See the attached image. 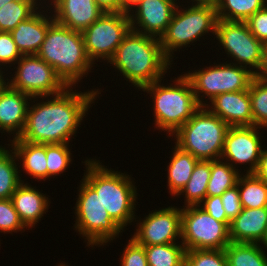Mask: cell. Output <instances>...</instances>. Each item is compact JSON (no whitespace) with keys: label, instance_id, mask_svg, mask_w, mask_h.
I'll use <instances>...</instances> for the list:
<instances>
[{"label":"cell","instance_id":"cell-1","mask_svg":"<svg viewBox=\"0 0 267 266\" xmlns=\"http://www.w3.org/2000/svg\"><path fill=\"white\" fill-rule=\"evenodd\" d=\"M70 90V91H69ZM70 87L53 99L37 103L27 110L26 124L18 138L37 144L68 143L81 124L98 90L72 92Z\"/></svg>","mask_w":267,"mask_h":266},{"label":"cell","instance_id":"cell-2","mask_svg":"<svg viewBox=\"0 0 267 266\" xmlns=\"http://www.w3.org/2000/svg\"><path fill=\"white\" fill-rule=\"evenodd\" d=\"M108 62L142 89L163 78L172 61L165 56L159 38L130 30Z\"/></svg>","mask_w":267,"mask_h":266},{"label":"cell","instance_id":"cell-3","mask_svg":"<svg viewBox=\"0 0 267 266\" xmlns=\"http://www.w3.org/2000/svg\"><path fill=\"white\" fill-rule=\"evenodd\" d=\"M36 55L52 66L71 88L83 75L88 74L93 64L86 54L82 32L69 29L56 21L48 27Z\"/></svg>","mask_w":267,"mask_h":266},{"label":"cell","instance_id":"cell-4","mask_svg":"<svg viewBox=\"0 0 267 266\" xmlns=\"http://www.w3.org/2000/svg\"><path fill=\"white\" fill-rule=\"evenodd\" d=\"M95 160H86L84 180L97 192L108 215L123 230L134 218L137 191L129 175L112 171Z\"/></svg>","mask_w":267,"mask_h":266},{"label":"cell","instance_id":"cell-5","mask_svg":"<svg viewBox=\"0 0 267 266\" xmlns=\"http://www.w3.org/2000/svg\"><path fill=\"white\" fill-rule=\"evenodd\" d=\"M162 79L145 86L142 90L154 98L155 125L171 136L183 126L201 107L197 102L192 84L184 74L175 85H160Z\"/></svg>","mask_w":267,"mask_h":266},{"label":"cell","instance_id":"cell-6","mask_svg":"<svg viewBox=\"0 0 267 266\" xmlns=\"http://www.w3.org/2000/svg\"><path fill=\"white\" fill-rule=\"evenodd\" d=\"M208 109L201 106L174 133L176 146L199 160H220L229 126Z\"/></svg>","mask_w":267,"mask_h":266},{"label":"cell","instance_id":"cell-7","mask_svg":"<svg viewBox=\"0 0 267 266\" xmlns=\"http://www.w3.org/2000/svg\"><path fill=\"white\" fill-rule=\"evenodd\" d=\"M178 10L177 5L170 24L159 39L162 50L169 60H172L173 51L193 43L209 31L215 34L218 20L214 7L193 4L184 11Z\"/></svg>","mask_w":267,"mask_h":266},{"label":"cell","instance_id":"cell-8","mask_svg":"<svg viewBox=\"0 0 267 266\" xmlns=\"http://www.w3.org/2000/svg\"><path fill=\"white\" fill-rule=\"evenodd\" d=\"M82 180L75 208V228L86 237L87 245H103L115 239L122 229L108 215L97 192Z\"/></svg>","mask_w":267,"mask_h":266},{"label":"cell","instance_id":"cell-9","mask_svg":"<svg viewBox=\"0 0 267 266\" xmlns=\"http://www.w3.org/2000/svg\"><path fill=\"white\" fill-rule=\"evenodd\" d=\"M200 206H185L181 209V243L186 251L224 250L231 242L229 227Z\"/></svg>","mask_w":267,"mask_h":266},{"label":"cell","instance_id":"cell-10","mask_svg":"<svg viewBox=\"0 0 267 266\" xmlns=\"http://www.w3.org/2000/svg\"><path fill=\"white\" fill-rule=\"evenodd\" d=\"M219 64L213 67H207L203 70L188 72L185 74L190 80L195 97L200 106H205L200 98V93L211 101L216 96L227 92H236L248 90L252 80L255 77L253 69H247L237 64Z\"/></svg>","mask_w":267,"mask_h":266},{"label":"cell","instance_id":"cell-11","mask_svg":"<svg viewBox=\"0 0 267 266\" xmlns=\"http://www.w3.org/2000/svg\"><path fill=\"white\" fill-rule=\"evenodd\" d=\"M129 16V13L105 12L82 31L86 54L92 63L98 58L109 61L114 56L117 47L131 30Z\"/></svg>","mask_w":267,"mask_h":266},{"label":"cell","instance_id":"cell-12","mask_svg":"<svg viewBox=\"0 0 267 266\" xmlns=\"http://www.w3.org/2000/svg\"><path fill=\"white\" fill-rule=\"evenodd\" d=\"M16 63L17 72L7 84L35 99L53 97L68 87L55 69L37 55H23Z\"/></svg>","mask_w":267,"mask_h":266},{"label":"cell","instance_id":"cell-13","mask_svg":"<svg viewBox=\"0 0 267 266\" xmlns=\"http://www.w3.org/2000/svg\"><path fill=\"white\" fill-rule=\"evenodd\" d=\"M215 35L234 61L236 60L241 66L245 64V68L253 67L256 69L254 74L258 72L264 44L250 32L246 22L218 19Z\"/></svg>","mask_w":267,"mask_h":266},{"label":"cell","instance_id":"cell-14","mask_svg":"<svg viewBox=\"0 0 267 266\" xmlns=\"http://www.w3.org/2000/svg\"><path fill=\"white\" fill-rule=\"evenodd\" d=\"M139 223L133 239L142 246L176 243L181 238V209L167 207L150 212Z\"/></svg>","mask_w":267,"mask_h":266},{"label":"cell","instance_id":"cell-15","mask_svg":"<svg viewBox=\"0 0 267 266\" xmlns=\"http://www.w3.org/2000/svg\"><path fill=\"white\" fill-rule=\"evenodd\" d=\"M258 128L254 125L229 127L221 159L226 158V162L230 161L227 162L229 164L232 162V167L234 163H250L246 173H254L262 153Z\"/></svg>","mask_w":267,"mask_h":266},{"label":"cell","instance_id":"cell-16","mask_svg":"<svg viewBox=\"0 0 267 266\" xmlns=\"http://www.w3.org/2000/svg\"><path fill=\"white\" fill-rule=\"evenodd\" d=\"M175 2V0L141 1L136 6V14L132 15L131 13L129 16L131 30L160 39L166 31L167 26L171 22L172 16L177 7V3ZM135 23L136 25L138 24V26L142 28L135 27Z\"/></svg>","mask_w":267,"mask_h":266},{"label":"cell","instance_id":"cell-17","mask_svg":"<svg viewBox=\"0 0 267 266\" xmlns=\"http://www.w3.org/2000/svg\"><path fill=\"white\" fill-rule=\"evenodd\" d=\"M52 3L54 21L81 32L105 13L95 0H53Z\"/></svg>","mask_w":267,"mask_h":266},{"label":"cell","instance_id":"cell-18","mask_svg":"<svg viewBox=\"0 0 267 266\" xmlns=\"http://www.w3.org/2000/svg\"><path fill=\"white\" fill-rule=\"evenodd\" d=\"M210 102L209 110L229 127L253 126L249 90L222 93Z\"/></svg>","mask_w":267,"mask_h":266},{"label":"cell","instance_id":"cell-19","mask_svg":"<svg viewBox=\"0 0 267 266\" xmlns=\"http://www.w3.org/2000/svg\"><path fill=\"white\" fill-rule=\"evenodd\" d=\"M32 97L6 84L0 90V130L16 132L18 138L26 124L27 110Z\"/></svg>","mask_w":267,"mask_h":266},{"label":"cell","instance_id":"cell-20","mask_svg":"<svg viewBox=\"0 0 267 266\" xmlns=\"http://www.w3.org/2000/svg\"><path fill=\"white\" fill-rule=\"evenodd\" d=\"M267 229V207L242 208L229 226L233 243H260Z\"/></svg>","mask_w":267,"mask_h":266},{"label":"cell","instance_id":"cell-21","mask_svg":"<svg viewBox=\"0 0 267 266\" xmlns=\"http://www.w3.org/2000/svg\"><path fill=\"white\" fill-rule=\"evenodd\" d=\"M45 16L36 11L10 32L22 55H36L38 53L48 27L54 22L53 17Z\"/></svg>","mask_w":267,"mask_h":266},{"label":"cell","instance_id":"cell-22","mask_svg":"<svg viewBox=\"0 0 267 266\" xmlns=\"http://www.w3.org/2000/svg\"><path fill=\"white\" fill-rule=\"evenodd\" d=\"M18 216L26 228L33 227L48 209V197L22 182L11 196Z\"/></svg>","mask_w":267,"mask_h":266},{"label":"cell","instance_id":"cell-23","mask_svg":"<svg viewBox=\"0 0 267 266\" xmlns=\"http://www.w3.org/2000/svg\"><path fill=\"white\" fill-rule=\"evenodd\" d=\"M17 158H21L23 170L33 178L45 181L47 178L46 144L11 140Z\"/></svg>","mask_w":267,"mask_h":266},{"label":"cell","instance_id":"cell-24","mask_svg":"<svg viewBox=\"0 0 267 266\" xmlns=\"http://www.w3.org/2000/svg\"><path fill=\"white\" fill-rule=\"evenodd\" d=\"M172 159L168 166L169 192L178 196L189 181L192 172L199 161L191 153L181 150L175 146Z\"/></svg>","mask_w":267,"mask_h":266},{"label":"cell","instance_id":"cell-25","mask_svg":"<svg viewBox=\"0 0 267 266\" xmlns=\"http://www.w3.org/2000/svg\"><path fill=\"white\" fill-rule=\"evenodd\" d=\"M260 243L230 242L224 249L229 266H267V255Z\"/></svg>","mask_w":267,"mask_h":266},{"label":"cell","instance_id":"cell-26","mask_svg":"<svg viewBox=\"0 0 267 266\" xmlns=\"http://www.w3.org/2000/svg\"><path fill=\"white\" fill-rule=\"evenodd\" d=\"M211 175V160H199L185 187L178 194H185L186 206L200 205L206 197L208 182Z\"/></svg>","mask_w":267,"mask_h":266},{"label":"cell","instance_id":"cell-27","mask_svg":"<svg viewBox=\"0 0 267 266\" xmlns=\"http://www.w3.org/2000/svg\"><path fill=\"white\" fill-rule=\"evenodd\" d=\"M239 176L237 186L242 208L267 207V184L254 173Z\"/></svg>","mask_w":267,"mask_h":266},{"label":"cell","instance_id":"cell-28","mask_svg":"<svg viewBox=\"0 0 267 266\" xmlns=\"http://www.w3.org/2000/svg\"><path fill=\"white\" fill-rule=\"evenodd\" d=\"M267 0H220L216 11L218 19L246 22L253 14L262 9Z\"/></svg>","mask_w":267,"mask_h":266},{"label":"cell","instance_id":"cell-29","mask_svg":"<svg viewBox=\"0 0 267 266\" xmlns=\"http://www.w3.org/2000/svg\"><path fill=\"white\" fill-rule=\"evenodd\" d=\"M37 0H13L0 8V32H11L39 7Z\"/></svg>","mask_w":267,"mask_h":266},{"label":"cell","instance_id":"cell-30","mask_svg":"<svg viewBox=\"0 0 267 266\" xmlns=\"http://www.w3.org/2000/svg\"><path fill=\"white\" fill-rule=\"evenodd\" d=\"M221 160H211V175L206 196H221L226 190L237 184L240 176L238 169Z\"/></svg>","mask_w":267,"mask_h":266},{"label":"cell","instance_id":"cell-31","mask_svg":"<svg viewBox=\"0 0 267 266\" xmlns=\"http://www.w3.org/2000/svg\"><path fill=\"white\" fill-rule=\"evenodd\" d=\"M11 151L12 153L0 146V199H11L12 194L23 182L15 163L18 158L13 149Z\"/></svg>","mask_w":267,"mask_h":266},{"label":"cell","instance_id":"cell-32","mask_svg":"<svg viewBox=\"0 0 267 266\" xmlns=\"http://www.w3.org/2000/svg\"><path fill=\"white\" fill-rule=\"evenodd\" d=\"M176 244L144 246L148 266H185L186 249Z\"/></svg>","mask_w":267,"mask_h":266},{"label":"cell","instance_id":"cell-33","mask_svg":"<svg viewBox=\"0 0 267 266\" xmlns=\"http://www.w3.org/2000/svg\"><path fill=\"white\" fill-rule=\"evenodd\" d=\"M253 125L267 128V81L257 78L249 86ZM262 126V127H261Z\"/></svg>","mask_w":267,"mask_h":266},{"label":"cell","instance_id":"cell-34","mask_svg":"<svg viewBox=\"0 0 267 266\" xmlns=\"http://www.w3.org/2000/svg\"><path fill=\"white\" fill-rule=\"evenodd\" d=\"M68 143L46 144L47 178L63 173L71 162Z\"/></svg>","mask_w":267,"mask_h":266},{"label":"cell","instance_id":"cell-35","mask_svg":"<svg viewBox=\"0 0 267 266\" xmlns=\"http://www.w3.org/2000/svg\"><path fill=\"white\" fill-rule=\"evenodd\" d=\"M185 266H229L224 250H188Z\"/></svg>","mask_w":267,"mask_h":266},{"label":"cell","instance_id":"cell-36","mask_svg":"<svg viewBox=\"0 0 267 266\" xmlns=\"http://www.w3.org/2000/svg\"><path fill=\"white\" fill-rule=\"evenodd\" d=\"M26 228L21 222L11 199H0V231L17 232Z\"/></svg>","mask_w":267,"mask_h":266},{"label":"cell","instance_id":"cell-37","mask_svg":"<svg viewBox=\"0 0 267 266\" xmlns=\"http://www.w3.org/2000/svg\"><path fill=\"white\" fill-rule=\"evenodd\" d=\"M121 258V266H148L144 246L139 245L133 238L128 241Z\"/></svg>","mask_w":267,"mask_h":266},{"label":"cell","instance_id":"cell-38","mask_svg":"<svg viewBox=\"0 0 267 266\" xmlns=\"http://www.w3.org/2000/svg\"><path fill=\"white\" fill-rule=\"evenodd\" d=\"M23 55L17 48L10 32H0V63H16Z\"/></svg>","mask_w":267,"mask_h":266},{"label":"cell","instance_id":"cell-39","mask_svg":"<svg viewBox=\"0 0 267 266\" xmlns=\"http://www.w3.org/2000/svg\"><path fill=\"white\" fill-rule=\"evenodd\" d=\"M250 32L263 44L267 43V6L253 14L246 21Z\"/></svg>","mask_w":267,"mask_h":266},{"label":"cell","instance_id":"cell-40","mask_svg":"<svg viewBox=\"0 0 267 266\" xmlns=\"http://www.w3.org/2000/svg\"><path fill=\"white\" fill-rule=\"evenodd\" d=\"M221 198L227 218L232 221L242 211L238 186L235 185L234 187L226 190L221 195Z\"/></svg>","mask_w":267,"mask_h":266},{"label":"cell","instance_id":"cell-41","mask_svg":"<svg viewBox=\"0 0 267 266\" xmlns=\"http://www.w3.org/2000/svg\"><path fill=\"white\" fill-rule=\"evenodd\" d=\"M202 202H204V205L201 206L202 209L216 220L224 222L228 227L230 226L231 221L227 218L221 196H206Z\"/></svg>","mask_w":267,"mask_h":266},{"label":"cell","instance_id":"cell-42","mask_svg":"<svg viewBox=\"0 0 267 266\" xmlns=\"http://www.w3.org/2000/svg\"><path fill=\"white\" fill-rule=\"evenodd\" d=\"M254 174L267 184V150L263 149Z\"/></svg>","mask_w":267,"mask_h":266},{"label":"cell","instance_id":"cell-43","mask_svg":"<svg viewBox=\"0 0 267 266\" xmlns=\"http://www.w3.org/2000/svg\"><path fill=\"white\" fill-rule=\"evenodd\" d=\"M104 12H121V0H95Z\"/></svg>","mask_w":267,"mask_h":266},{"label":"cell","instance_id":"cell-44","mask_svg":"<svg viewBox=\"0 0 267 266\" xmlns=\"http://www.w3.org/2000/svg\"><path fill=\"white\" fill-rule=\"evenodd\" d=\"M258 71L259 72L255 73V76L267 81V43L263 46L262 62Z\"/></svg>","mask_w":267,"mask_h":266},{"label":"cell","instance_id":"cell-45","mask_svg":"<svg viewBox=\"0 0 267 266\" xmlns=\"http://www.w3.org/2000/svg\"><path fill=\"white\" fill-rule=\"evenodd\" d=\"M143 0H121V12L131 13V9L136 6Z\"/></svg>","mask_w":267,"mask_h":266},{"label":"cell","instance_id":"cell-46","mask_svg":"<svg viewBox=\"0 0 267 266\" xmlns=\"http://www.w3.org/2000/svg\"><path fill=\"white\" fill-rule=\"evenodd\" d=\"M193 2H197L195 3V5L210 6L217 8L220 0H194Z\"/></svg>","mask_w":267,"mask_h":266},{"label":"cell","instance_id":"cell-47","mask_svg":"<svg viewBox=\"0 0 267 266\" xmlns=\"http://www.w3.org/2000/svg\"><path fill=\"white\" fill-rule=\"evenodd\" d=\"M5 81L6 80H4L3 73L0 70V90L7 84Z\"/></svg>","mask_w":267,"mask_h":266},{"label":"cell","instance_id":"cell-48","mask_svg":"<svg viewBox=\"0 0 267 266\" xmlns=\"http://www.w3.org/2000/svg\"><path fill=\"white\" fill-rule=\"evenodd\" d=\"M260 243L264 244V246L267 248V229H266L265 235H264V237Z\"/></svg>","mask_w":267,"mask_h":266},{"label":"cell","instance_id":"cell-49","mask_svg":"<svg viewBox=\"0 0 267 266\" xmlns=\"http://www.w3.org/2000/svg\"><path fill=\"white\" fill-rule=\"evenodd\" d=\"M13 0H0V8H2L4 5H6L7 3L11 2Z\"/></svg>","mask_w":267,"mask_h":266}]
</instances>
